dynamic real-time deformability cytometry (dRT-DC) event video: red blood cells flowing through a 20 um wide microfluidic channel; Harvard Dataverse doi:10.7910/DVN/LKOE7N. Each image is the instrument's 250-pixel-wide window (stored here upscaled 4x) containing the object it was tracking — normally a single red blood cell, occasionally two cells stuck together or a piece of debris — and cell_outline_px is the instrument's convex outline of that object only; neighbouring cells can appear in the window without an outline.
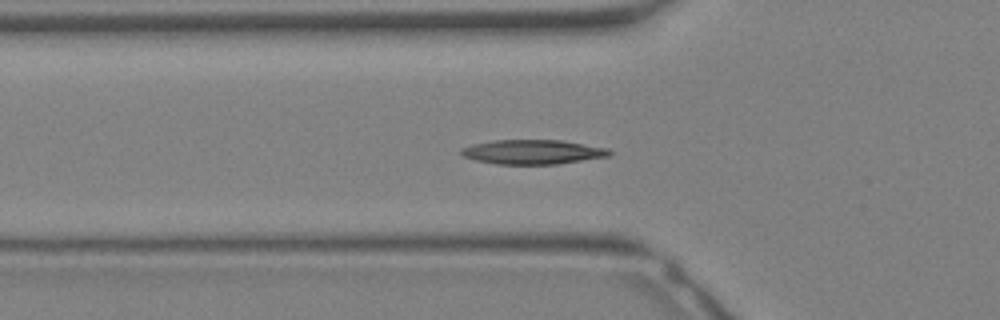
{"species": "Egyptian fruit bat (a non-hibernating species)", "species_latin": "Rousettus aegyptiacus", "temperature_condition": "warm", "stored_images_in_passage": 23, "camera_frame_rate_fps": 3000, "um_per_image_px": 0.085, "animal": {"sex": "female"}, "frame": {"image": 1, "passage_image": 2, "time_ms": 0.333, "image_size_px": [1000, 320], "cell_outline_px": [[612, 152], [608, 156], [556, 164], [496, 164], [476, 160], [464, 156], [460, 152], [460, 148], [472, 144], [492, 140], [560, 140], [608, 148]], "centroid_in_image_um": [45.24, 12.91], "position_along_channel_um": 80.6, "area_um2": 20.98}}
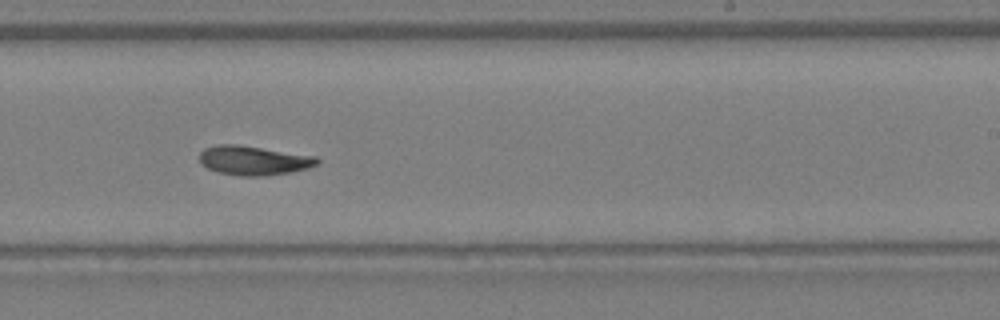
{"frame": {"image": 2, "passage_image": 11, "time_ms": 3.333, "image_size_px": [1000, 320], "cell_outline_px": [[320, 160], [316, 164], [304, 168], [288, 172], [264, 176], [240, 176], [216, 172], [200, 164], [200, 152], [204, 148], [216, 144], [236, 144], [316, 156]], "centroid_in_image_um": [21.49, 13.63], "position_along_channel_um": 267.5, "area_um2": 19.94}}
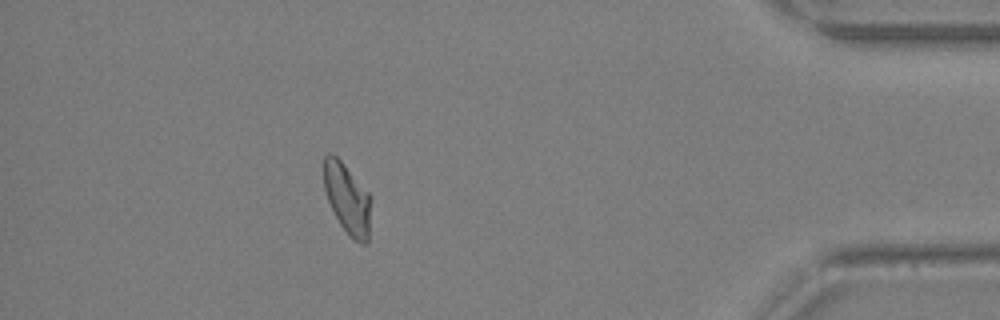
{"frame": {"image": 3, "passage_image": 20, "time_ms": 6.333, "image_size_px": [1000, 320], "cell_outline_px": [[372, 200], [368, 240], [364, 244], [360, 244], [352, 240], [340, 224], [328, 200], [324, 188], [324, 156], [328, 152], [332, 152], [340, 160], [368, 192]], "centroid_in_image_um": [29.54, 16.91], "position_along_channel_um": 405.7, "area_um2": 19.36}}